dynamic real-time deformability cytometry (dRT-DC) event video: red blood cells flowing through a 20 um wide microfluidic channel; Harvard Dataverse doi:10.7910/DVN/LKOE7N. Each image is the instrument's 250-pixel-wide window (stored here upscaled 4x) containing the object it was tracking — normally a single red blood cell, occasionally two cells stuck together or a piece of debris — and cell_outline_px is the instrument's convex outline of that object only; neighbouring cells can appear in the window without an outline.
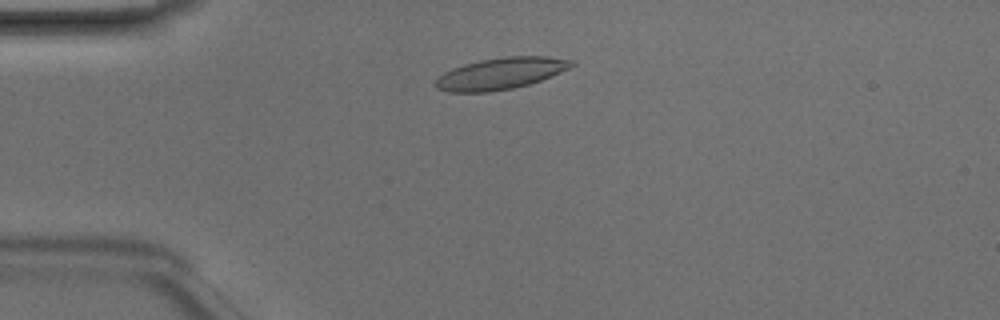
{"species": "Egyptian fruit bat (a non-hibernating species)", "species_latin": "Rousettus aegyptiacus", "temperature_condition": "room temperature", "stored_images_in_passage": 43, "camera_frame_rate_fps": 3000, "um_per_image_px": 0.085, "animal": {"sex": "male"}, "frame": {"image": 1, "passage_image": 7, "time_ms": 2.0, "image_size_px": [1000, 320], "cell_outline_px": [[576, 64], [560, 72], [540, 80], [528, 84], [512, 88], [488, 92], [448, 92], [436, 88], [432, 84], [444, 72], [452, 68], [464, 64], [480, 60], [504, 56], [548, 56], [572, 60]], "centroid_in_image_um": [42.52, 6.24], "position_along_channel_um": 42.5, "area_um2": 24.97}}
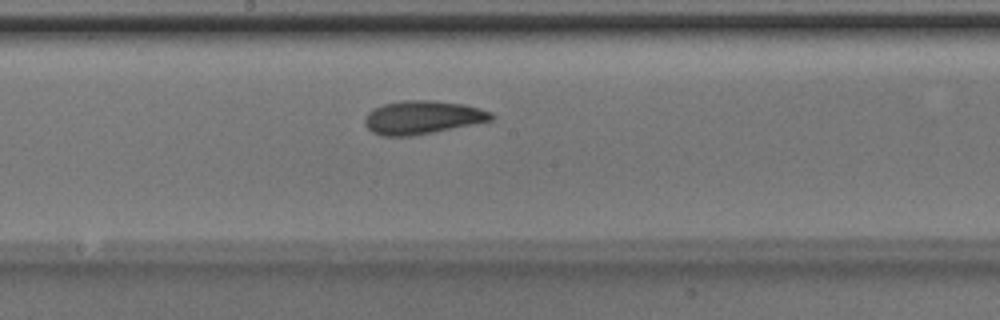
{"frame": {"image": 2, "passage_image": 21, "time_ms": 6.667, "image_size_px": [1000, 320], "cell_outline_px": [[492, 120], [412, 136], [380, 136], [372, 132], [364, 124], [364, 120], [368, 112], [372, 108], [384, 104], [404, 100], [432, 100], [464, 104], [480, 108], [492, 112]], "centroid_in_image_um": [35.86, 9.97], "position_along_channel_um": 212.3, "area_um2": 24.51}}
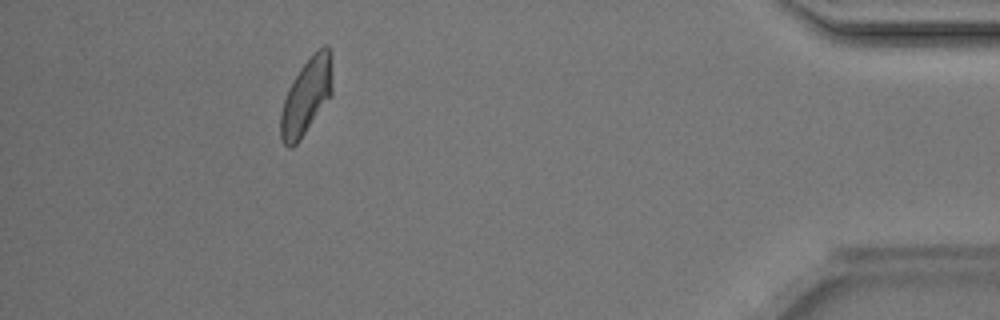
{"frame": {"image": 3, "passage_image": 39, "time_ms": 12.667, "image_size_px": [1000, 320], "cell_outline_px": [[332, 96], [300, 140], [292, 148], [288, 148], [284, 144], [280, 136], [280, 116], [284, 100], [300, 68], [312, 52], [324, 44], [328, 44], [332, 52]], "centroid_in_image_um": [26.09, 8.16], "position_along_channel_um": 409.1, "area_um2": 23.29}, "authors_computed_cell_mechanics": {"area_um2": 23.7558, "velocity_mm_per_s": 4.1784, "shape_relaxation_time_tau1_ms": 3.1026, "shape_relaxation_time_tau2_ms": 2.4553, "deformation_change_tau1": 0.1155, "deformation_change_tau2": 0.0842}}